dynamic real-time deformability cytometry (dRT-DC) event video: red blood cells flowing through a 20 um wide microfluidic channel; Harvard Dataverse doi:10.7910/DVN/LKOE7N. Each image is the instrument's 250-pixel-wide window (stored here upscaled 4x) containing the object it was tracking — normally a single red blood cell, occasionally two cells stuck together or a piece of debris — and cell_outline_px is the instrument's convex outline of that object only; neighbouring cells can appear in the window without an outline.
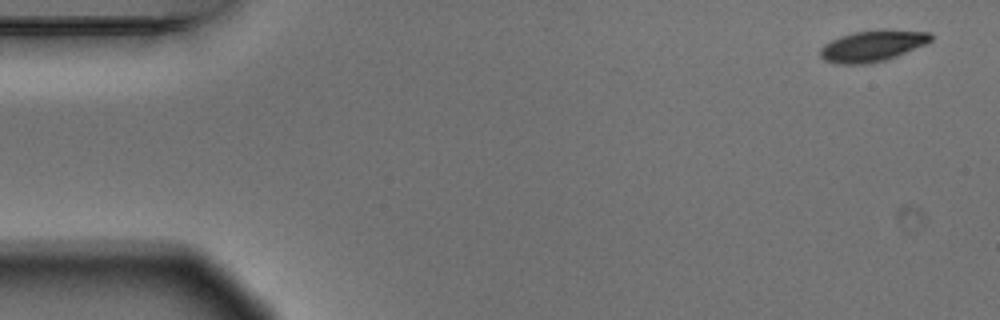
{"species": "Egyptian fruit bat (a non-hibernating species)", "species_latin": "Rousettus aegyptiacus", "temperature_condition": "warm", "stored_images_in_passage": 4, "camera_frame_rate_fps": 3000, "um_per_image_px": 0.085, "animal": {"sex": "male"}, "frame": {"image": 1, "passage_image": 1, "time_ms": 0.0, "image_size_px": [1000, 320], "cell_outline_px": [[932, 40], [924, 44], [896, 56], [884, 60], [868, 64], [836, 64], [824, 60], [820, 56], [820, 48], [824, 44], [840, 36], [856, 32], [880, 28], [884, 28], [932, 32]], "centroid_in_image_um": [74.16, 3.88], "position_along_channel_um": 10.8, "area_um2": 20.29}}
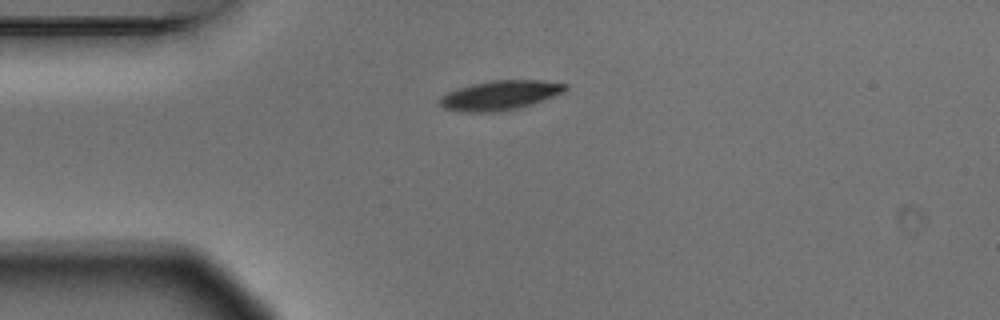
{"frame": {"image": 2, "passage_image": 4, "time_ms": 1.0, "image_size_px": [1000, 320], "cell_outline_px": [[568, 88], [564, 92], [532, 104], [516, 108], [496, 112], [460, 112], [444, 108], [440, 104], [440, 96], [448, 92], [472, 84], [492, 80], [544, 80], [568, 84]], "centroid_in_image_um": [42.52, 8.09], "position_along_channel_um": 42.5, "area_um2": 21.5}}